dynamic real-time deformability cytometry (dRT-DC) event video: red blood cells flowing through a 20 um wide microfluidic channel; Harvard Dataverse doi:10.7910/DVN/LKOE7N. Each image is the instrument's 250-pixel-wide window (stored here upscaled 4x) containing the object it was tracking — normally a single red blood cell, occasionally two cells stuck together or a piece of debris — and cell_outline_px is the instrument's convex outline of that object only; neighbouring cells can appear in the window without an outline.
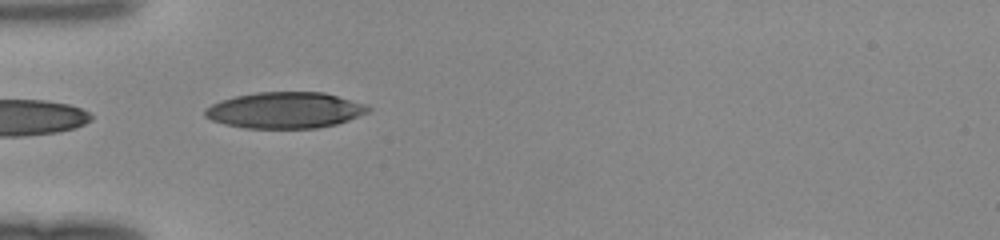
{"species": "human", "species_latin": "Homo sapiens", "temperature_condition": "room temperature", "stored_images_in_passage": 5, "camera_frame_rate_fps": 3000, "um_per_image_px": 0.085, "donor": {"sex": "female"}, "frame": {"image": 1, "passage_image": 1, "time_ms": 0.0, "image_size_px": [1000, 240], "cell_outline_px": [[372, 108], [368, 112], [348, 120], [336, 124], [316, 128], [244, 128], [224, 124], [212, 120], [204, 116], [204, 108], [220, 100], [236, 96], [256, 92], [324, 92], [368, 104]], "centroid_in_image_um": [24.23, 9.36], "position_along_channel_um": 60.8, "area_um2": 34.56}}